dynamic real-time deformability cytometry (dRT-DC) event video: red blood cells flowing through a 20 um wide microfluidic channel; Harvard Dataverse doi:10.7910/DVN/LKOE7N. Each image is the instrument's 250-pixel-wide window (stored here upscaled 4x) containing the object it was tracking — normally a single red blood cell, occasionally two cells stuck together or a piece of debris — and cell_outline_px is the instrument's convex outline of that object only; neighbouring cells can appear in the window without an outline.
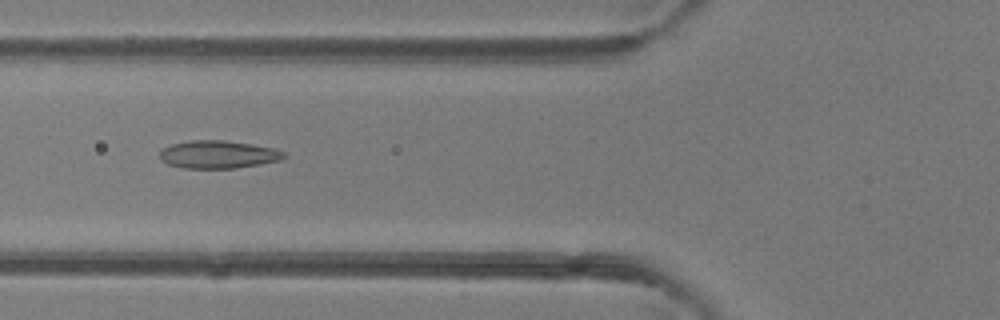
{"species": "common noctule bat (a hibernating species)", "species_latin": "Nyctalus noctula", "temperature_condition": "room temperature", "stored_images_in_passage": 37, "camera_frame_rate_fps": 3000, "um_per_image_px": 0.085, "animal": {"sex": "female"}, "frame": {"image": 1, "passage_image": 7, "time_ms": 2.0, "image_size_px": [1000, 320], "cell_outline_px": [[288, 156], [280, 160], [260, 164], [236, 168], [184, 168], [168, 164], [160, 160], [160, 148], [172, 144], [192, 140], [224, 140], [252, 144], [272, 148], [284, 152]], "centroid_in_image_um": [18.52, 13.13], "position_along_channel_um": 107.3, "area_um2": 20.17}}
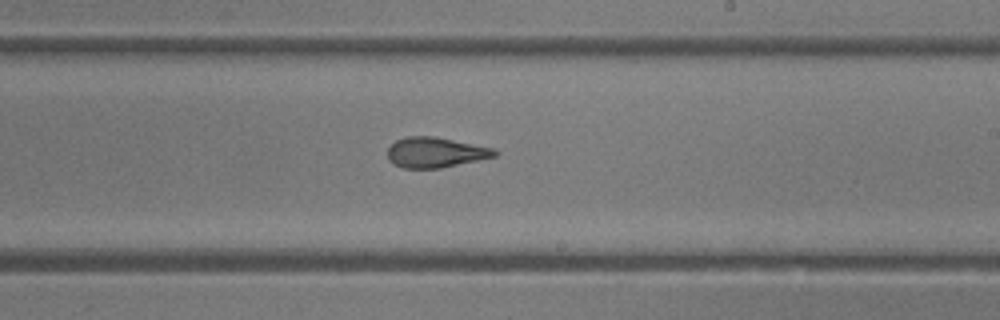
{"frame": {"image": 2, "passage_image": 17, "time_ms": 5.333, "image_size_px": [1000, 320], "cell_outline_px": [[500, 152], [496, 156], [440, 168], [404, 168], [392, 164], [388, 160], [388, 148], [396, 140], [408, 136], [436, 136], [496, 148]], "centroid_in_image_um": [37.03, 12.94], "position_along_channel_um": 252.0, "area_um2": 19.07}}
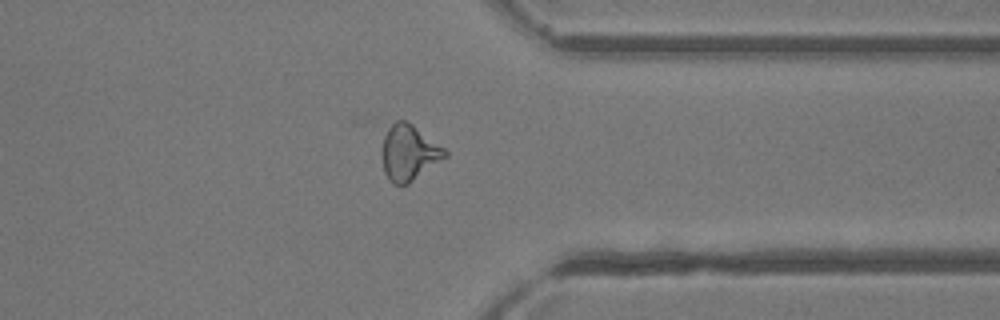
{"frame": {"image": 3, "passage_image": 26, "time_ms": 8.333, "image_size_px": [1000, 320], "cell_outline_px": [[448, 156], [408, 184], [392, 184], [388, 180], [384, 172], [380, 152], [384, 136], [388, 124], [396, 120], [404, 120], [412, 124], [444, 148], [448, 152]], "centroid_in_image_um": [34.71, 12.98], "position_along_channel_um": 376.7, "area_um2": 20.69}, "authors_computed_cell_mechanics": {"area_um2": 19.5364, "velocity_mm_per_s": 4.3278, "shape_relaxation_time_tau1_ms": null, "shape_relaxation_time_tau2_ms": 1.6349, "deformation_change_tau1": null, "deformation_change_tau2": 0.1076}}